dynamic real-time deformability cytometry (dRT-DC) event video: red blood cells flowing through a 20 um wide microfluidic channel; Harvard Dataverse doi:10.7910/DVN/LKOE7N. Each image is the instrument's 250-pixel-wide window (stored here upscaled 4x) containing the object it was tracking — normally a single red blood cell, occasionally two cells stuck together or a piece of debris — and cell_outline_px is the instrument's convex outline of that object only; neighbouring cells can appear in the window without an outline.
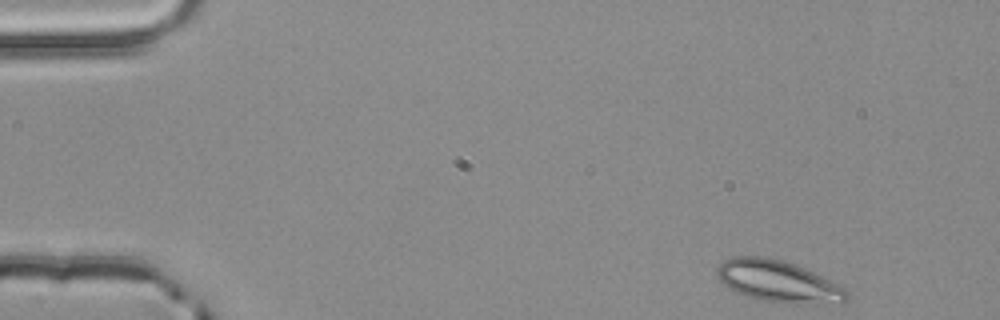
{"species": "common noctule bat (a hibernating species)", "species_latin": "Nyctalus noctula", "temperature_condition": "room temperature", "stored_images_in_passage": 4, "camera_frame_rate_fps": 3000, "um_per_image_px": 0.085, "animal": {"sex": "male", "body_mass_g": 20.4}, "frame": {"image": 1, "passage_image": 1, "time_ms": 0.0, "image_size_px": [1000, 320], "cell_outline_px": [[848, 300], [844, 304], [792, 304], [756, 300], [736, 292], [728, 288], [720, 280], [716, 272], [716, 268], [724, 260], [732, 256], [764, 256], [784, 260], [796, 264], [844, 288], [848, 292]], "centroid_in_image_um": [66.15, 23.94], "position_along_channel_um": 18.9, "area_um2": 31.96}}